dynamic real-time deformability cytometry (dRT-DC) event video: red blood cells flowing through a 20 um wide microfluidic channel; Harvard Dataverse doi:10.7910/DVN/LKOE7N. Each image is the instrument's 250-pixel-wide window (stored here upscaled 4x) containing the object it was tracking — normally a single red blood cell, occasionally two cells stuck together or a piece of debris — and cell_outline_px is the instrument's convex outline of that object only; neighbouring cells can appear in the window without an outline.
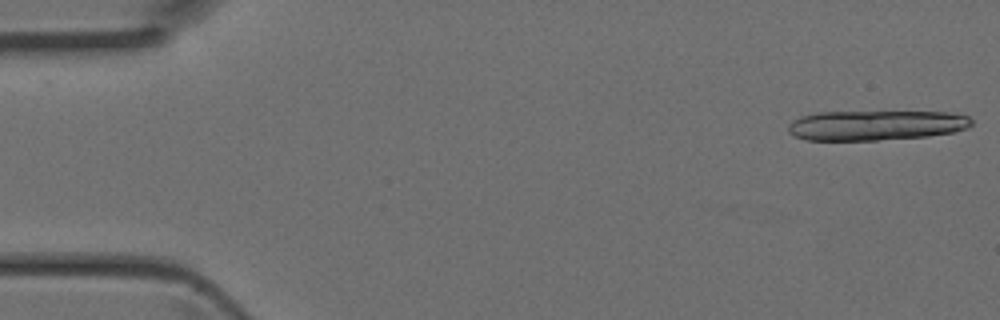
{"species": "Egyptian fruit bat (a non-hibernating species)", "species_latin": "Rousettus aegyptiacus", "temperature_condition": "room temperature", "stored_images_in_passage": 15, "camera_frame_rate_fps": 3000, "um_per_image_px": 0.085, "animal": {"sex": "female"}, "frame": {"image": 1, "passage_image": 1, "time_ms": 0.0, "image_size_px": [1000, 320], "cell_outline_px": [[972, 124], [968, 128], [952, 132], [928, 136], [876, 140], [804, 140], [788, 132], [788, 124], [792, 120], [800, 116], [816, 112], [952, 112], [968, 116], [972, 120]], "centroid_in_image_um": [74.43, 10.64], "position_along_channel_um": 10.6, "area_um2": 32.14}}